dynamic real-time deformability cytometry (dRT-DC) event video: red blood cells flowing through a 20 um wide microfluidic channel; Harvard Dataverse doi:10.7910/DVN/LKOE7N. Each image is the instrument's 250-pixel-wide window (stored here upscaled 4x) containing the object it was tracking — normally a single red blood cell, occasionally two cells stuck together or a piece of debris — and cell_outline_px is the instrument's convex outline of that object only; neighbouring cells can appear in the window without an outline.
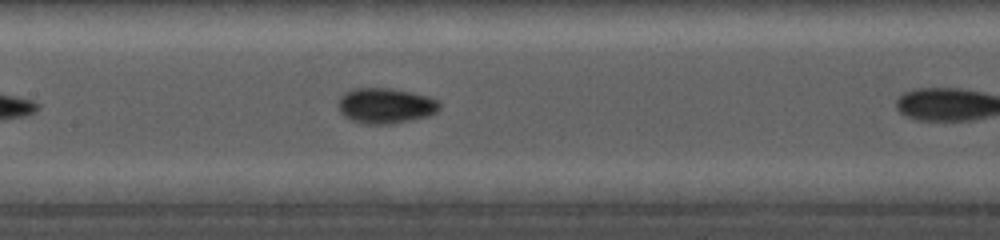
{"species": "common noctule bat (a hibernating species)", "species_latin": "Nyctalus noctula", "temperature_condition": "cold", "stored_images_in_passage": 8, "camera_frame_rate_fps": 5000, "um_per_image_px": 0.085, "animal": {"sex": "female", "body_mass_g": 19.0, "forearm_length_mm": 56.7}, "frame": {"image": 1, "passage_image": 7, "time_ms": 2.8, "image_size_px": [1000, 240], "cell_outline_px": [[440, 108], [436, 112], [428, 116], [392, 124], [364, 124], [352, 120], [344, 116], [340, 112], [340, 96], [344, 92], [352, 88], [392, 88], [412, 92], [428, 96], [440, 100]], "centroid_in_image_um": [32.8, 8.97], "position_along_channel_um": 174.6, "area_um2": 21.04}}